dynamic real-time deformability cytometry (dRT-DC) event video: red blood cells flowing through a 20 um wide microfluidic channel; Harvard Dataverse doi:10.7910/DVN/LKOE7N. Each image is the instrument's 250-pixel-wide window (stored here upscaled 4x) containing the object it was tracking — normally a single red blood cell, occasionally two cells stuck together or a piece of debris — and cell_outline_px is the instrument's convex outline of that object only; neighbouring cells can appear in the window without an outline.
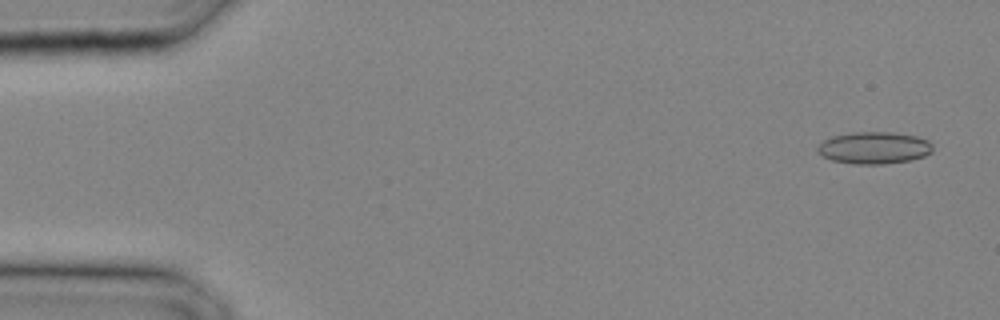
{"species": "common noctule bat (a hibernating species)", "species_latin": "Nyctalus noctula", "temperature_condition": "cold", "stored_images_in_passage": 30, "camera_frame_rate_fps": 3000, "um_per_image_px": 0.085, "animal": {"sex": "male", "body_mass_g": 20.4}, "frame": {"image": 1, "passage_image": 2, "time_ms": 0.333, "image_size_px": [1000, 320], "cell_outline_px": [[932, 152], [924, 156], [908, 160], [884, 164], [852, 164], [832, 160], [816, 152], [816, 148], [824, 140], [832, 136], [852, 132], [892, 132], [916, 136], [928, 140], [932, 144]], "centroid_in_image_um": [74.28, 12.56], "position_along_channel_um": 10.7, "area_um2": 21.5}}
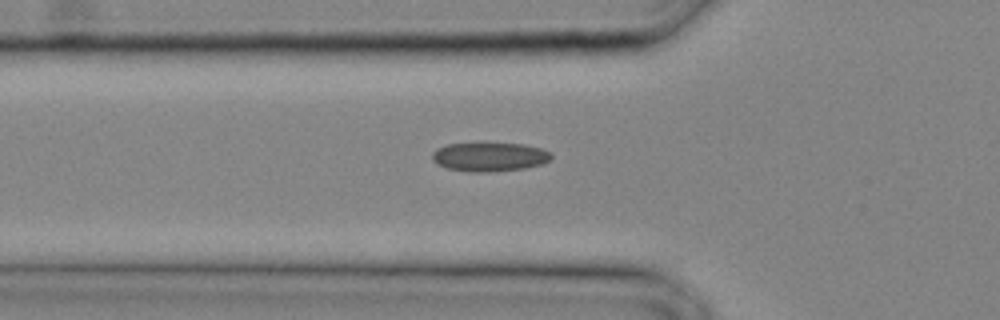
{"frame": {"image": 2, "passage_image": 11, "time_ms": 3.333, "image_size_px": [1000, 320], "cell_outline_px": [[552, 160], [540, 164], [524, 168], [484, 172], [472, 172], [448, 168], [436, 164], [432, 160], [432, 152], [436, 148], [448, 144], [480, 140], [524, 144], [540, 148], [552, 152]], "centroid_in_image_um": [41.58, 13.27], "position_along_channel_um": 84.2, "area_um2": 20.98}}
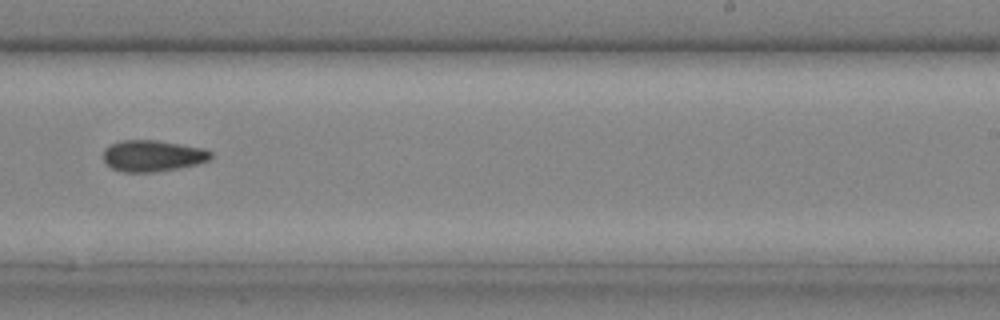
{"frame": {"image": 3, "passage_image": 20, "time_ms": 6.333, "image_size_px": [1000, 320], "cell_outline_px": [[212, 156], [208, 160], [196, 164], [156, 172], [120, 172], [112, 168], [104, 160], [104, 148], [120, 140], [156, 140], [204, 148], [212, 152]], "centroid_in_image_um": [12.96, 13.24], "position_along_channel_um": 276.0, "area_um2": 19.54}}